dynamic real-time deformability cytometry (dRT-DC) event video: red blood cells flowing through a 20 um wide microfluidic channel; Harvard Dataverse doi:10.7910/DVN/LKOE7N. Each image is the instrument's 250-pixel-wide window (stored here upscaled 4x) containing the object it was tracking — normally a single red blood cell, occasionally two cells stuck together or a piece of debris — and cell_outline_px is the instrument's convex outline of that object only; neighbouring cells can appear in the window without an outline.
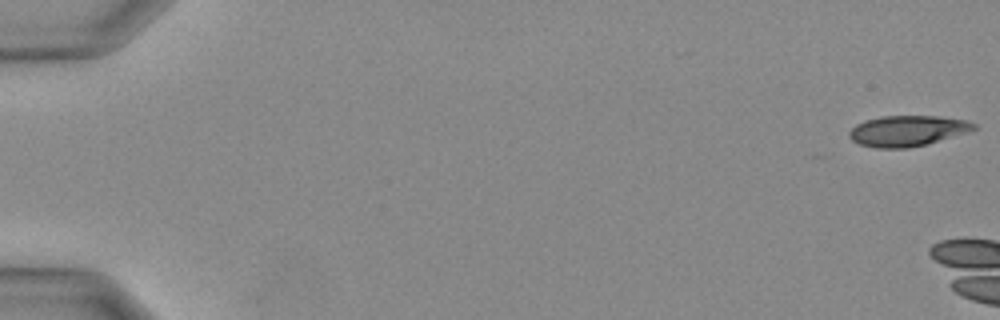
{"species": "Egyptian fruit bat (a non-hibernating species)", "species_latin": "Rousettus aegyptiacus", "temperature_condition": "warm", "stored_images_in_passage": 6, "camera_frame_rate_fps": 3000, "um_per_image_px": 0.085, "animal": {"sex": "female"}, "frame": {"image": 1, "passage_image": 1, "time_ms": 0.0, "image_size_px": [1000, 320], "cell_outline_px": [[976, 128], [964, 132], [924, 144], [908, 148], [876, 148], [860, 144], [852, 140], [848, 136], [848, 132], [856, 124], [880, 116], [936, 116], [968, 120], [976, 124]], "centroid_in_image_um": [77.07, 11.11], "position_along_channel_um": 7.9, "area_um2": 21.85}}